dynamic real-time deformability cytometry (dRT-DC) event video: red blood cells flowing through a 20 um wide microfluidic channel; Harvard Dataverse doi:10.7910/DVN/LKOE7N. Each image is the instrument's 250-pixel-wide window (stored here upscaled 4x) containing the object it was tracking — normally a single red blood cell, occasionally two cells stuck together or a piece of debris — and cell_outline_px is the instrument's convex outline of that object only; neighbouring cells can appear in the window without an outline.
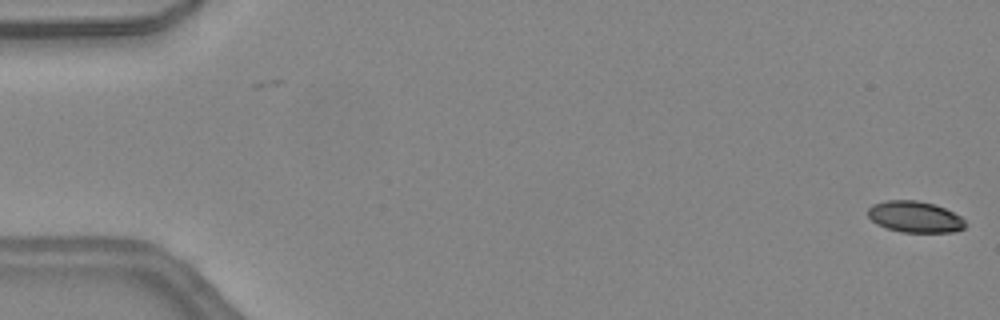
{"species": "common noctule bat (a hibernating species)", "species_latin": "Nyctalus noctula", "temperature_condition": "warm", "stored_images_in_passage": 4, "camera_frame_rate_fps": 3000, "um_per_image_px": 0.085, "animal": {"sex": "female", "body_mass_g": 24.6, "forearm_length_mm": 56.2}, "frame": {"image": 1, "passage_image": 4, "time_ms": 1.0, "image_size_px": [1000, 320], "cell_outline_px": [[968, 224], [964, 228], [956, 232], [900, 232], [876, 224], [868, 216], [868, 208], [872, 204], [884, 200], [916, 200], [932, 204], [944, 208], [960, 216]], "centroid_in_image_um": [77.76, 18.43], "position_along_channel_um": 7.2, "area_um2": 17.8}}